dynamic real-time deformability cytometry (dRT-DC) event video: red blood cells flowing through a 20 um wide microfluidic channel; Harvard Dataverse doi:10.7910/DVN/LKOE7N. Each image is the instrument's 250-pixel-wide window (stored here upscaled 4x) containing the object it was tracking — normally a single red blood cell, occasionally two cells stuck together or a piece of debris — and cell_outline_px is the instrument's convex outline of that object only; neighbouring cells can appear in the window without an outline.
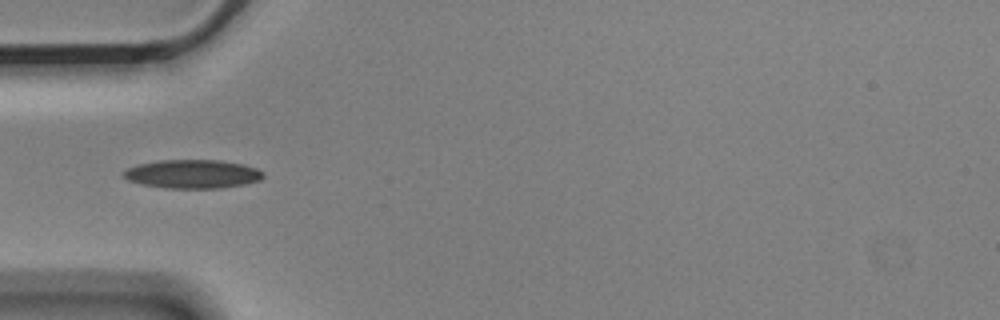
{"species": "Egyptian fruit bat (a non-hibernating species)", "species_latin": "Rousettus aegyptiacus", "temperature_condition": "cold", "stored_images_in_passage": 10, "camera_frame_rate_fps": 3000, "um_per_image_px": 0.085, "animal": {"sex": "male"}, "frame": {"image": 1, "passage_image": 5, "time_ms": 1.333, "image_size_px": [1000, 320], "cell_outline_px": [[264, 176], [260, 180], [244, 184], [220, 188], [164, 188], [144, 184], [128, 180], [124, 176], [124, 172], [128, 168], [140, 164], [160, 160], [220, 160], [244, 164], [256, 168], [264, 172]], "centroid_in_image_um": [16.42, 14.79], "position_along_channel_um": 68.6, "area_um2": 23.18}}
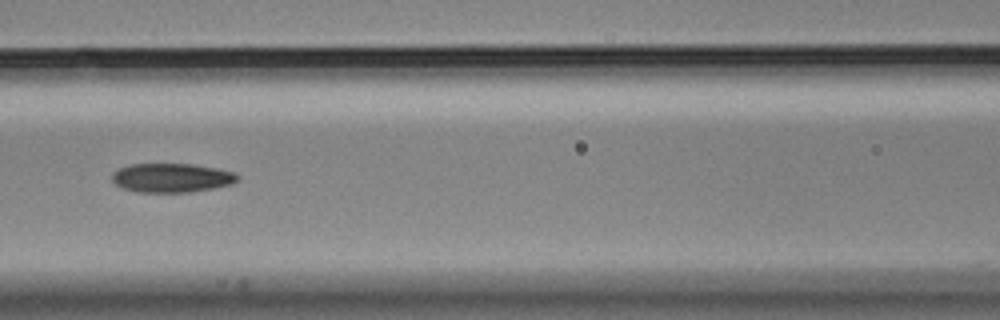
{"frame": {"image": 2, "passage_image": 7, "time_ms": 2.0, "image_size_px": [1000, 320], "cell_outline_px": [[240, 176], [232, 184], [192, 192], [136, 192], [124, 188], [116, 184], [112, 180], [112, 172], [120, 168], [132, 164], [192, 164], [216, 168], [236, 172]], "centroid_in_image_um": [14.6, 15.11], "position_along_channel_um": 152.0, "area_um2": 21.21}}
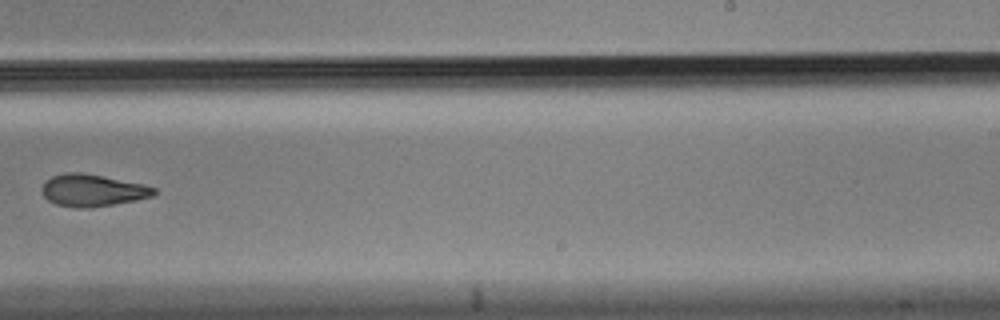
{"frame": {"image": 3, "passage_image": 10, "time_ms": 3.0, "image_size_px": [1000, 320], "cell_outline_px": [[156, 192], [152, 196], [136, 200], [88, 208], [80, 208], [56, 204], [48, 200], [40, 192], [40, 188], [52, 176], [64, 172], [80, 172], [104, 176], [144, 184], [156, 188]], "centroid_in_image_um": [7.85, 16.17], "position_along_channel_um": 281.2, "area_um2": 20.92}}